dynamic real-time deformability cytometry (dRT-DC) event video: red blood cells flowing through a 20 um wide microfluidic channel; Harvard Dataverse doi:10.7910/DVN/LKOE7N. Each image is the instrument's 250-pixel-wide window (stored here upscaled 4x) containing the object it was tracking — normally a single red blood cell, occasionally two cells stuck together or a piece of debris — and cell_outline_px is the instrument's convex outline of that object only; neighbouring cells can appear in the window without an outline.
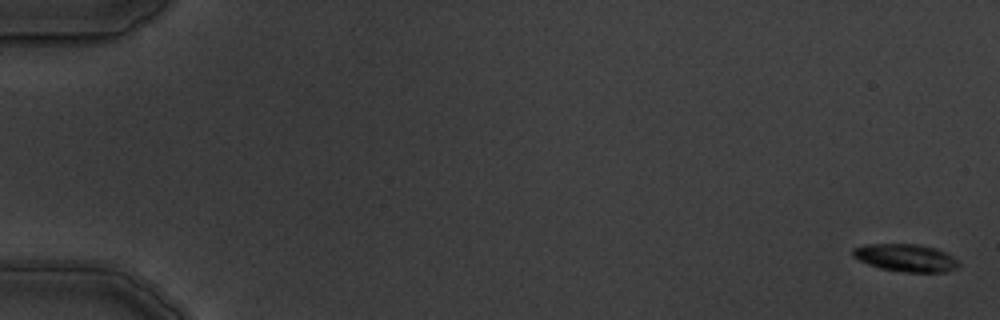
{"species": "common noctule bat (a hibernating species)", "species_latin": "Nyctalus noctula", "temperature_condition": "warm", "stored_images_in_passage": 5, "camera_frame_rate_fps": 3000, "um_per_image_px": 0.085, "animal": {"sex": "male", "body_mass_g": 19.5, "forearm_length_mm": 54.6}, "frame": {"image": 1, "passage_image": 1, "time_ms": 0.0, "image_size_px": [1000, 320], "cell_outline_px": [[960, 264], [956, 268], [948, 272], [904, 272], [880, 268], [868, 264], [852, 256], [852, 248], [864, 244], [916, 244], [936, 248], [952, 256]], "centroid_in_image_um": [76.97, 21.91], "position_along_channel_um": 8.0, "area_um2": 16.99}}
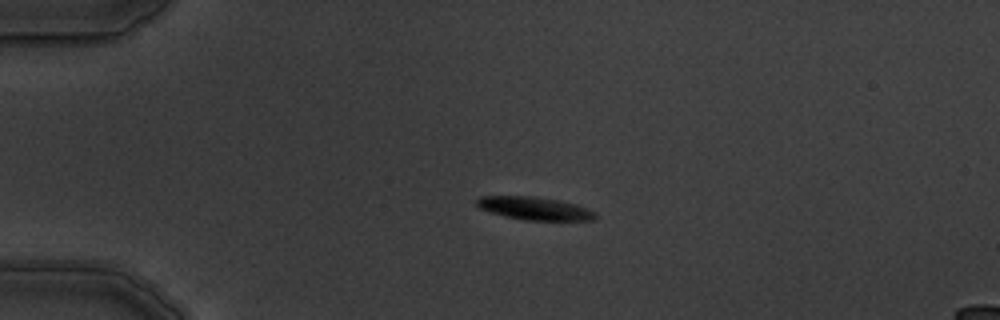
{"frame": {"image": 2, "passage_image": 4, "time_ms": 4.333, "image_size_px": [1000, 320], "cell_outline_px": [[596, 220], [524, 220], [504, 216], [480, 208], [476, 204], [476, 200], [480, 196], [532, 196], [560, 200], [576, 204], [596, 212]], "centroid_in_image_um": [45.46, 17.71], "position_along_channel_um": 39.5, "area_um2": 15.84}}